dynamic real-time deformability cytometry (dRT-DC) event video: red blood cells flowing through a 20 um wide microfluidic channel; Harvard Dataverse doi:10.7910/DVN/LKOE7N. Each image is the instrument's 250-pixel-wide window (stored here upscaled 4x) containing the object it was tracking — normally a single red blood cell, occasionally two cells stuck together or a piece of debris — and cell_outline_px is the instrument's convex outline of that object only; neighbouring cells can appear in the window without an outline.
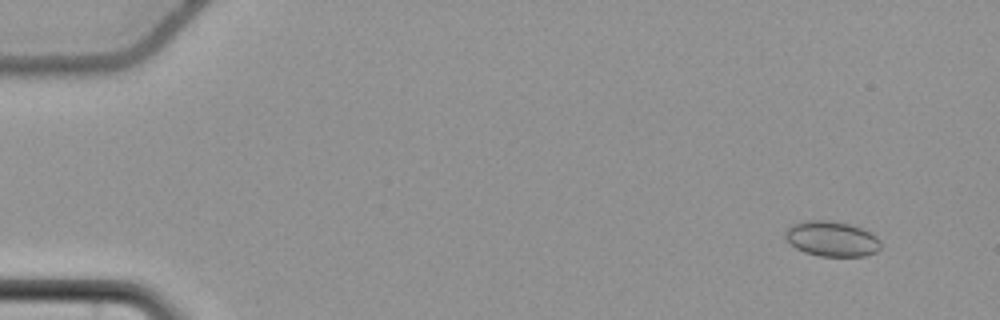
{"species": "common noctule bat (a hibernating species)", "species_latin": "Nyctalus noctula", "temperature_condition": "cold", "stored_images_in_passage": 59, "camera_frame_rate_fps": 3000, "um_per_image_px": 0.085, "animal": {"sex": "female", "body_mass_g": 22.7, "forearm_length_mm": 54.2}, "frame": {"image": 1, "passage_image": 6, "time_ms": 1.667, "image_size_px": [1000, 320], "cell_outline_px": [[880, 248], [876, 252], [864, 256], [820, 256], [804, 252], [796, 248], [784, 236], [784, 232], [792, 224], [808, 220], [832, 220], [848, 224], [872, 232], [880, 240]], "centroid_in_image_um": [70.71, 20.29], "position_along_channel_um": 14.3, "area_um2": 19.59}}
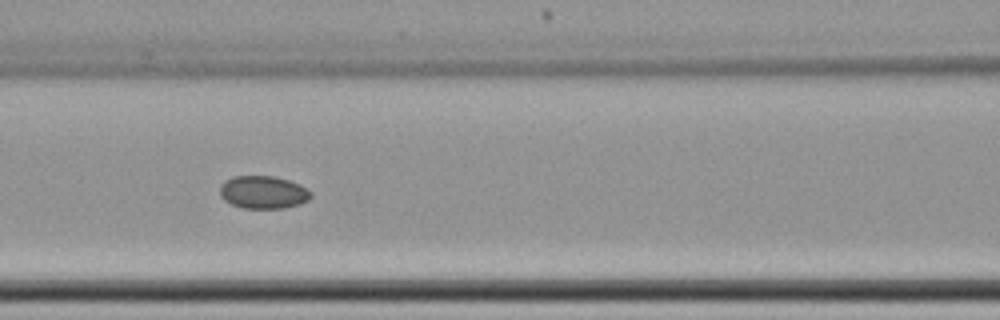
{"frame": {"image": 2, "passage_image": 28, "time_ms": 9.0, "image_size_px": [1000, 320], "cell_outline_px": [[312, 196], [308, 200], [300, 204], [284, 208], [244, 208], [232, 204], [224, 200], [220, 196], [220, 184], [224, 180], [232, 176], [276, 176], [300, 184], [308, 188], [312, 192]], "centroid_in_image_um": [22.38, 16.33], "position_along_channel_um": 144.2, "area_um2": 17.63}}
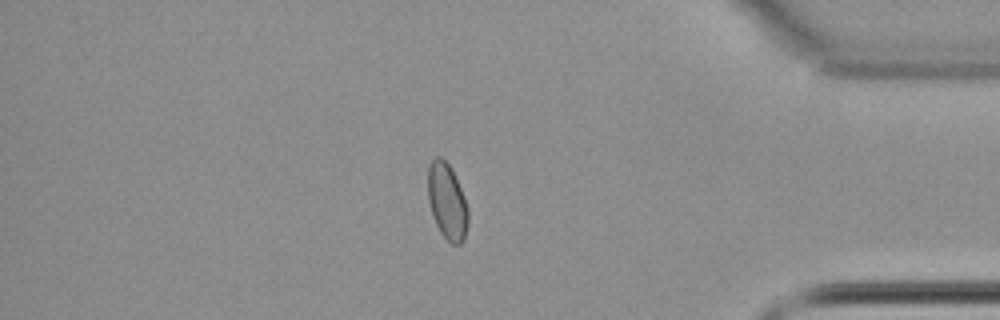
{"frame": {"image": 3, "passage_image": 51, "time_ms": 16.667, "image_size_px": [1000, 320], "cell_outline_px": [[468, 224], [464, 240], [460, 244], [452, 244], [440, 232], [432, 216], [428, 200], [428, 164], [436, 156], [440, 156], [452, 168], [468, 208]], "centroid_in_image_um": [37.99, 17.12], "position_along_channel_um": 397.2, "area_um2": 17.86}, "authors_computed_cell_mechanics": {"area_um2": 17.7446, "velocity_mm_per_s": 3.692, "shape_relaxation_time_tau1_ms": null, "shape_relaxation_time_tau2_ms": 1.6037, "deformation_change_tau1": null, "deformation_change_tau2": 0.0282}}